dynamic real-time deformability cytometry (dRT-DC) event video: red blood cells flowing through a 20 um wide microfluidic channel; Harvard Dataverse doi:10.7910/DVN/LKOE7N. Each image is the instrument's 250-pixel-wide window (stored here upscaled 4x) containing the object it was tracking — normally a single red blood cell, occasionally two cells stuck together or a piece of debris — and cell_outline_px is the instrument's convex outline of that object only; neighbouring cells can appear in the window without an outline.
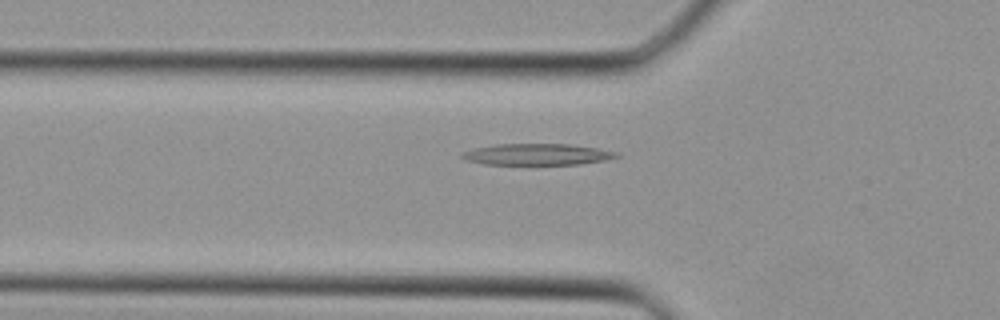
{"species": "Egyptian fruit bat (a non-hibernating species)", "species_latin": "Rousettus aegyptiacus", "temperature_condition": "cold", "stored_images_in_passage": 31, "camera_frame_rate_fps": 3000, "um_per_image_px": 0.085, "animal": {"sex": "female"}, "frame": {"image": 1, "passage_image": 4, "time_ms": 1.0, "image_size_px": [1000, 320], "cell_outline_px": [[620, 156], [604, 160], [580, 164], [532, 168], [484, 164], [464, 160], [460, 156], [464, 152], [476, 148], [496, 144], [568, 144], [596, 148], [620, 152]], "centroid_in_image_um": [45.64, 13.18], "position_along_channel_um": 80.2, "area_um2": 20.46}}
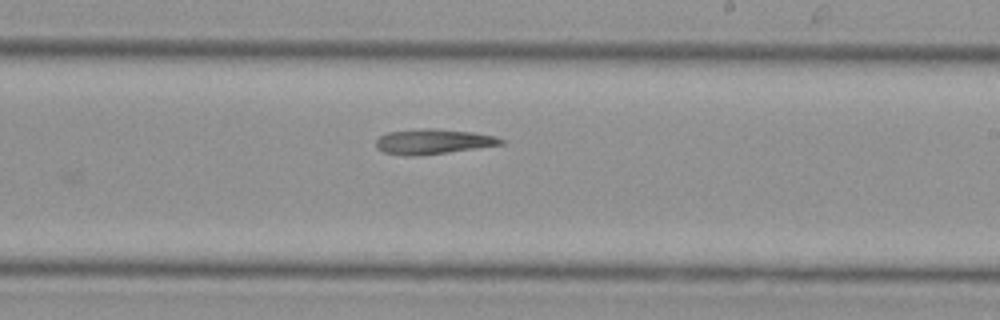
{"frame": {"image": 2, "passage_image": 14, "time_ms": 4.333, "image_size_px": [1000, 320], "cell_outline_px": [[504, 144], [448, 152], [412, 156], [408, 156], [384, 152], [376, 148], [376, 140], [380, 136], [388, 132], [424, 128], [436, 128], [472, 132], [496, 136], [504, 140]], "centroid_in_image_um": [36.81, 12.02], "position_along_channel_um": 252.2, "area_um2": 18.15}}
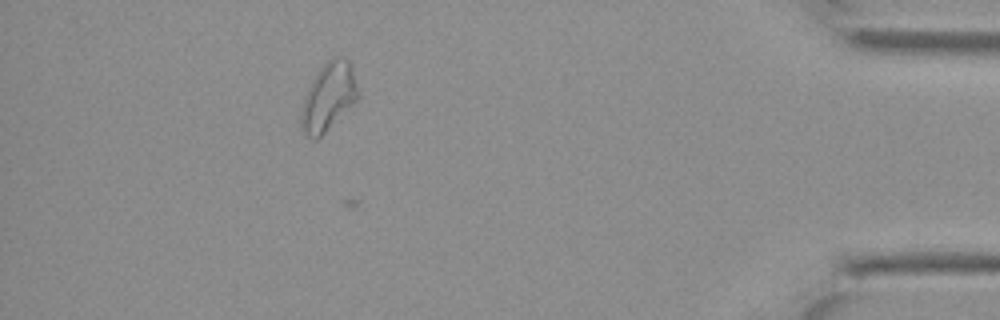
{"frame": {"image": 3, "passage_image": 26, "time_ms": 8.333, "image_size_px": [1000, 320], "cell_outline_px": [[360, 96], [316, 140], [312, 140], [304, 136], [300, 132], [300, 108], [304, 96], [316, 72], [332, 56], [344, 56], [352, 64], [360, 92]], "centroid_in_image_um": [27.89, 8.21], "position_along_channel_um": 407.3, "area_um2": 22.95}}